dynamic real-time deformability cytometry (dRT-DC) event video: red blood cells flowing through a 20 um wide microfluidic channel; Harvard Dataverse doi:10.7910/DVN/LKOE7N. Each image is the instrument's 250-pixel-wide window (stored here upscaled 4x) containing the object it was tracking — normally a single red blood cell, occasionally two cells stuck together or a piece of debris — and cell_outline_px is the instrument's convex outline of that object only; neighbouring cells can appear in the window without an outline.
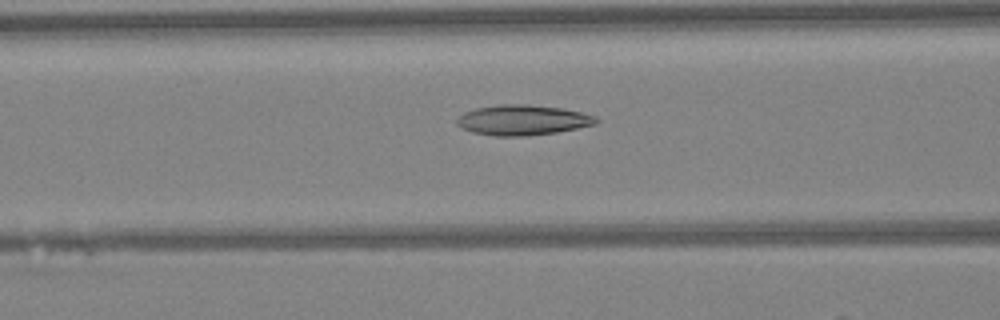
{"species": "Egyptian fruit bat (a non-hibernating species)", "species_latin": "Rousettus aegyptiacus", "temperature_condition": "warm", "stored_images_in_passage": 40, "camera_frame_rate_fps": 3000, "um_per_image_px": 0.085, "animal": {"sex": "female"}, "frame": {"image": 1, "passage_image": 12, "time_ms": 3.667, "image_size_px": [1000, 320], "cell_outline_px": [[600, 120], [596, 124], [556, 132], [524, 136], [496, 136], [472, 132], [456, 124], [456, 120], [464, 112], [476, 108], [496, 104], [528, 104], [560, 108], [580, 112], [596, 116]], "centroid_in_image_um": [44.42, 10.2], "position_along_channel_um": 122.2, "area_um2": 24.45}}
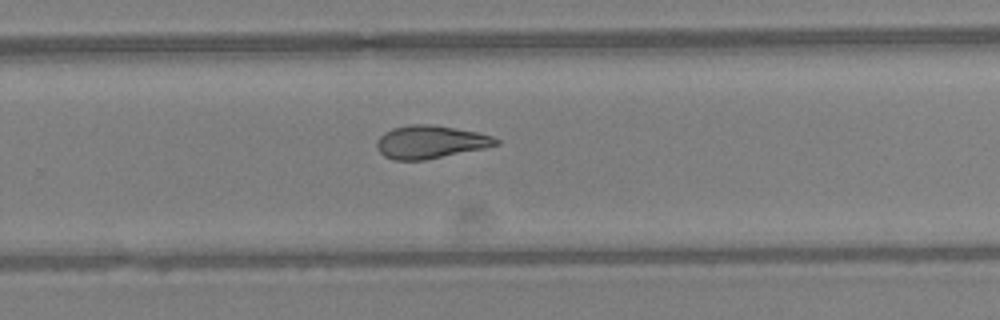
{"frame": {"image": 2, "passage_image": 24, "time_ms": 7.667, "image_size_px": [1000, 320], "cell_outline_px": [[500, 144], [484, 148], [424, 160], [392, 160], [384, 156], [376, 148], [376, 140], [384, 132], [392, 128], [412, 124], [432, 124], [476, 132], [492, 136], [500, 140]], "centroid_in_image_um": [36.55, 12.07], "position_along_channel_um": 293.3, "area_um2": 22.89}}
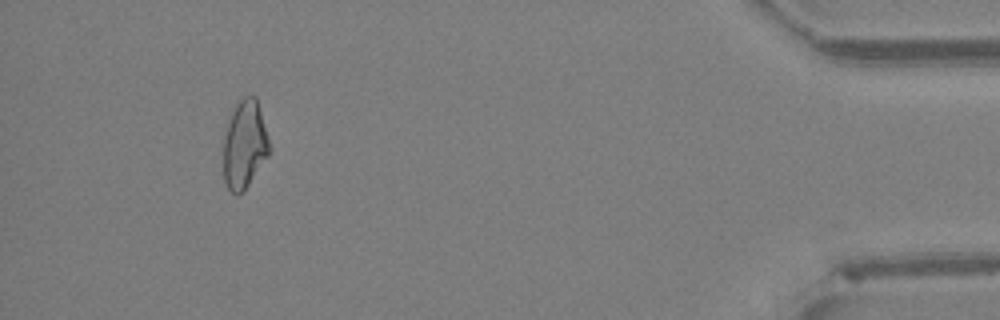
{"frame": {"image": 3, "passage_image": 37, "time_ms": 12.0, "image_size_px": [1000, 320], "cell_outline_px": [[268, 156], [248, 184], [240, 192], [232, 192], [228, 188], [224, 180], [224, 136], [232, 112], [236, 104], [244, 96], [256, 96], [268, 140]], "centroid_in_image_um": [20.77, 12.26], "position_along_channel_um": 414.4, "area_um2": 22.72}, "authors_computed_cell_mechanics": {"area_um2": 23.3801, "velocity_mm_per_s": 4.2981, "shape_relaxation_time_tau1_ms": null, "shape_relaxation_time_tau2_ms": 3.3116, "deformation_change_tau1": null, "deformation_change_tau2": 0.1188}}